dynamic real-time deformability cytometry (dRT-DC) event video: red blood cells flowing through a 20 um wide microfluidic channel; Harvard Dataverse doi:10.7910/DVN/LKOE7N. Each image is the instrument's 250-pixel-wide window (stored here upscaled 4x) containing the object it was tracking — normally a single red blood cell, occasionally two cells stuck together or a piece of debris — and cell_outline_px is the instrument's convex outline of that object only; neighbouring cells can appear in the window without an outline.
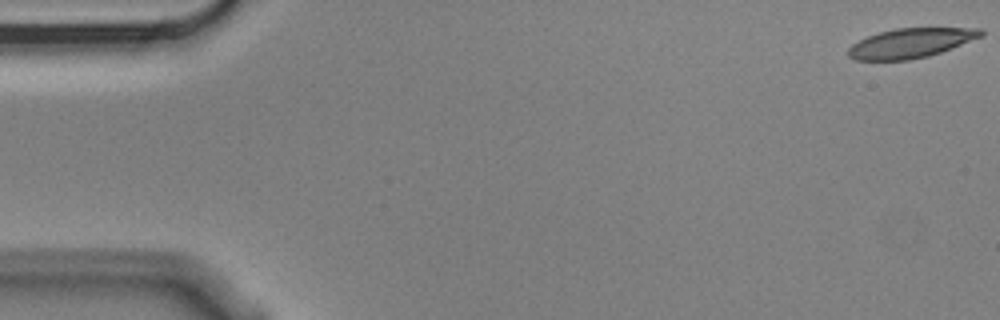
{"species": "Egyptian fruit bat (a non-hibernating species)", "species_latin": "Rousettus aegyptiacus", "temperature_condition": "cold", "stored_images_in_passage": 10, "camera_frame_rate_fps": 3000, "um_per_image_px": 0.085, "animal": {"sex": "male"}, "frame": {"image": 1, "passage_image": 1, "time_ms": 0.0, "image_size_px": [1000, 320], "cell_outline_px": [[984, 36], [952, 48], [928, 56], [908, 60], [856, 60], [848, 56], [848, 48], [852, 44], [868, 36], [880, 32], [896, 28], [980, 28], [984, 32]], "centroid_in_image_um": [77.43, 3.66], "position_along_channel_um": 7.6, "area_um2": 22.77}}
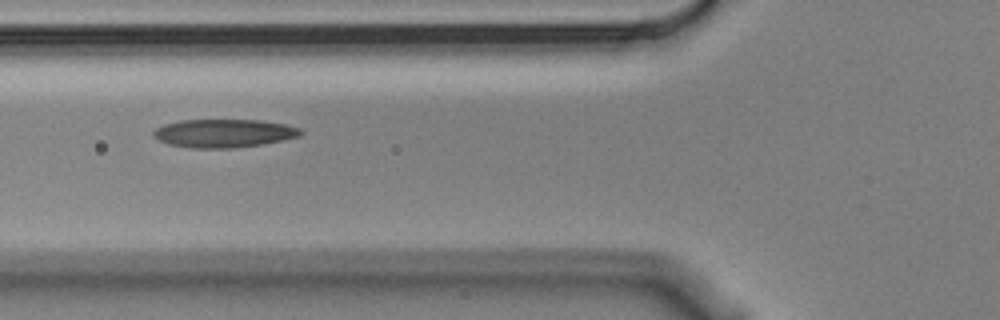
{"frame": {"image": 2, "passage_image": 6, "time_ms": 1.667, "image_size_px": [1000, 320], "cell_outline_px": [[304, 132], [300, 136], [284, 140], [260, 144], [232, 148], [192, 148], [168, 144], [152, 136], [152, 132], [156, 128], [164, 124], [180, 120], [260, 120], [284, 124], [300, 128]], "centroid_in_image_um": [19.02, 11.32], "position_along_channel_um": 106.8, "area_um2": 24.28}}
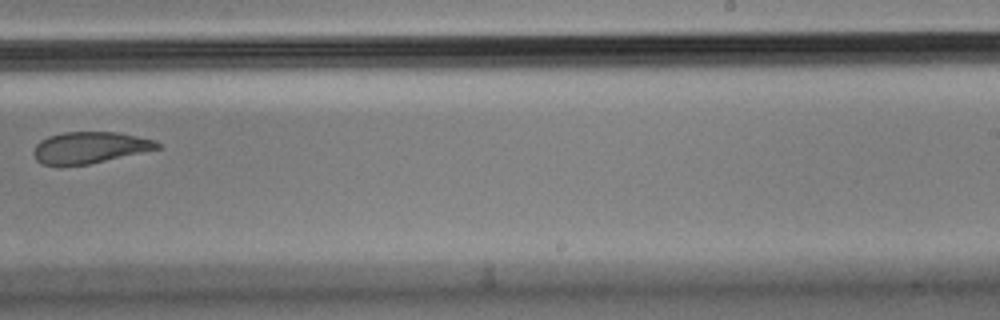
{"frame": {"image": 3, "passage_image": 10, "time_ms": 3.0, "image_size_px": [1000, 320], "cell_outline_px": [[160, 148], [88, 164], [40, 164], [36, 160], [32, 152], [36, 144], [40, 140], [48, 136], [64, 132], [116, 132], [156, 140], [160, 144]], "centroid_in_image_um": [7.6, 12.52], "position_along_channel_um": 281.4, "area_um2": 22.37}}